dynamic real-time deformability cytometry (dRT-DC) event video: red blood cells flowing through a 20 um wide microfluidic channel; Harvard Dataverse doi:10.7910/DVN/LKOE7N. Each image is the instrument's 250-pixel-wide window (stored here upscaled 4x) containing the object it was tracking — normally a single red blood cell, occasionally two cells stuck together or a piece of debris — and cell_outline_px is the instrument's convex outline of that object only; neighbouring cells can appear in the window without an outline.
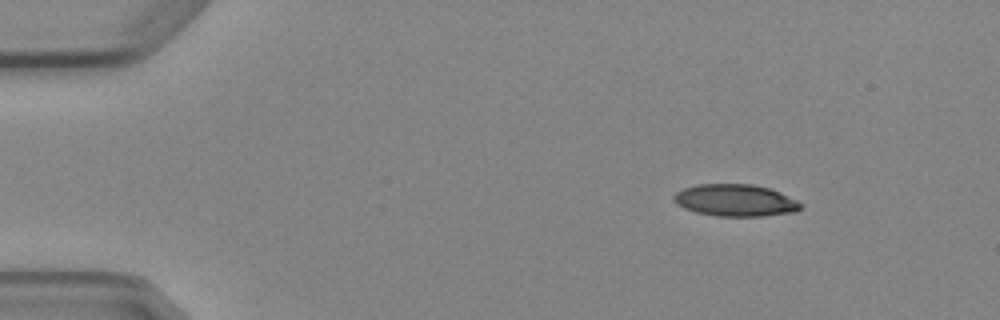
{"species": "Egyptian fruit bat (a non-hibernating species)", "species_latin": "Rousettus aegyptiacus", "temperature_condition": "cold", "stored_images_in_passage": 4, "camera_frame_rate_fps": 3000, "um_per_image_px": 0.085, "animal": {"sex": "female"}, "frame": {"image": 1, "passage_image": 1, "time_ms": 0.0, "image_size_px": [1000, 320], "cell_outline_px": [[804, 204], [796, 212], [760, 216], [716, 216], [696, 212], [684, 208], [676, 204], [672, 200], [672, 196], [676, 192], [684, 188], [696, 184], [752, 184], [768, 188], [780, 192]], "centroid_in_image_um": [62.48, 17.03], "position_along_channel_um": 22.5, "area_um2": 23.76}}
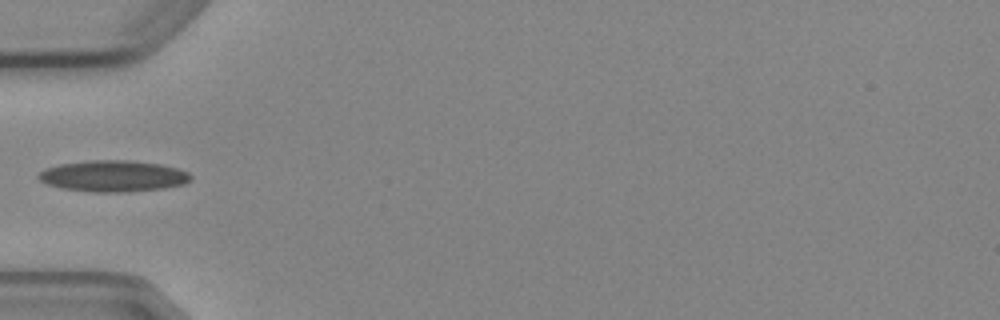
{"frame": {"image": 2, "passage_image": 4, "time_ms": 3.667, "image_size_px": [1000, 320], "cell_outline_px": [[192, 180], [184, 184], [164, 188], [128, 192], [92, 192], [60, 188], [48, 184], [40, 180], [36, 176], [44, 168], [60, 164], [92, 160], [132, 160], [160, 164], [176, 168], [188, 172], [192, 176]], "centroid_in_image_um": [9.63, 14.97], "position_along_channel_um": 75.4, "area_um2": 27.92}}